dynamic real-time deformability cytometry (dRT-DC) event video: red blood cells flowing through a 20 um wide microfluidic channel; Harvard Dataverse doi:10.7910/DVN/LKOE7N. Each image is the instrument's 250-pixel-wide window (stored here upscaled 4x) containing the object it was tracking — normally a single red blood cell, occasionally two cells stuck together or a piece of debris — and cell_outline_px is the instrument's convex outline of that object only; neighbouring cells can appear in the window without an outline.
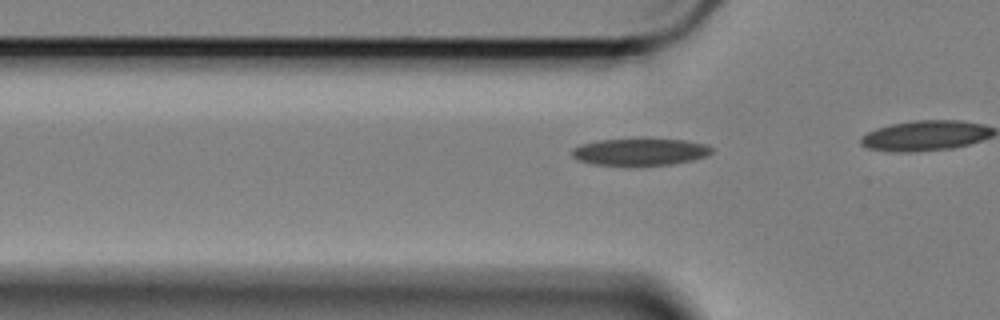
{"species": "Egyptian fruit bat (a non-hibernating species)", "species_latin": "Rousettus aegyptiacus", "temperature_condition": "cold", "stored_images_in_passage": 12, "camera_frame_rate_fps": 3000, "um_per_image_px": 0.085, "animal": {"sex": "female"}, "frame": {"image": 1, "passage_image": 9, "time_ms": 2.667, "image_size_px": [1000, 320], "cell_outline_px": [[712, 152], [704, 156], [692, 160], [672, 164], [592, 164], [580, 160], [572, 156], [572, 148], [580, 144], [600, 140], [644, 136], [684, 140], [704, 144], [712, 148]], "centroid_in_image_um": [54.39, 12.84], "position_along_channel_um": 71.4, "area_um2": 22.31}}